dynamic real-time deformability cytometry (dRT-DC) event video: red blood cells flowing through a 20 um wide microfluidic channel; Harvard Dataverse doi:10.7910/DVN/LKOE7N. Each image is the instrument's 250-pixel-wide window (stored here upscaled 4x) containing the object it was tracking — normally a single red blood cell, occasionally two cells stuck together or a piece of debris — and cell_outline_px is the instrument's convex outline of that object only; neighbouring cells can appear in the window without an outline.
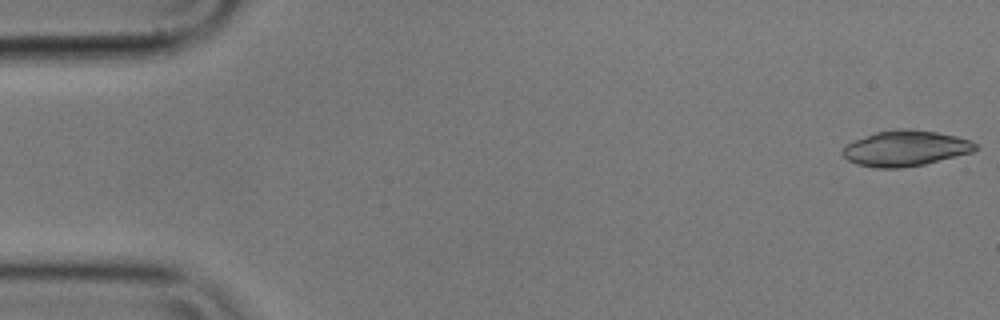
{"species": "common noctule bat (a hibernating species)", "species_latin": "Nyctalus noctula", "temperature_condition": "cold", "stored_images_in_passage": 55, "camera_frame_rate_fps": 3000, "um_per_image_px": 0.085, "animal": {"sex": "male", "body_mass_g": 17.9}, "frame": {"image": 1, "passage_image": 1, "time_ms": 0.0, "image_size_px": [1000, 320], "cell_outline_px": [[980, 148], [972, 152], [924, 164], [900, 168], [876, 168], [856, 164], [848, 160], [840, 152], [848, 144], [856, 140], [876, 132], [896, 128], [908, 128], [936, 132], [956, 136], [968, 140], [976, 144]], "centroid_in_image_um": [76.96, 12.61], "position_along_channel_um": 8.0, "area_um2": 27.4}}
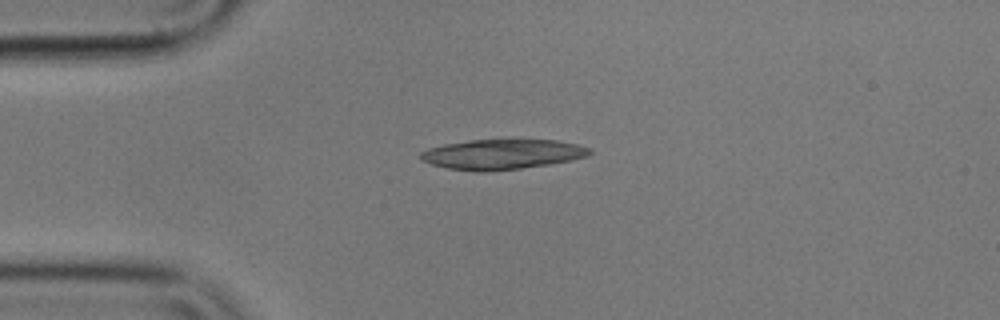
{"frame": {"image": 2, "passage_image": 13, "time_ms": 4.0, "image_size_px": [1000, 320], "cell_outline_px": [[592, 152], [588, 156], [552, 164], [520, 168], [484, 172], [476, 172], [448, 168], [432, 164], [420, 160], [420, 152], [428, 148], [444, 144], [468, 140], [556, 140], [576, 144], [592, 148]], "centroid_in_image_um": [42.68, 13.12], "position_along_channel_um": 42.3, "area_um2": 29.65}}